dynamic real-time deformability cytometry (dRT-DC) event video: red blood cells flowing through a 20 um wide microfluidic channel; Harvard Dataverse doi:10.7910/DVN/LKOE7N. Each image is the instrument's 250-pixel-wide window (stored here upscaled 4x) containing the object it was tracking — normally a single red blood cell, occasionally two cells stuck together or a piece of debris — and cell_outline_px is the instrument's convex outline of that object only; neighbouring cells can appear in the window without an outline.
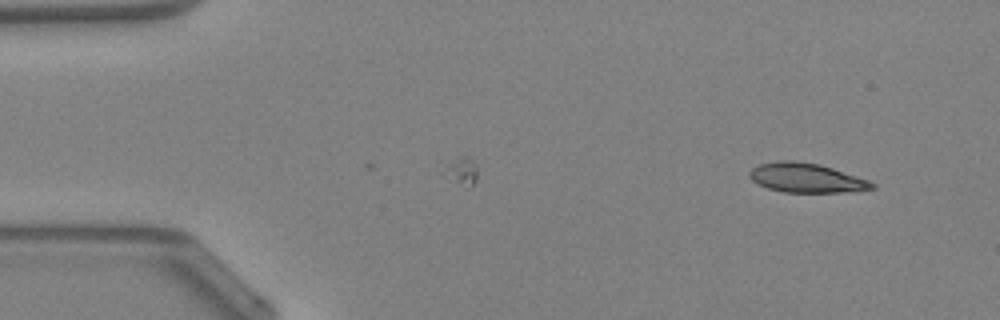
{"species": "Egyptian fruit bat (a non-hibernating species)", "species_latin": "Rousettus aegyptiacus", "temperature_condition": "warm", "stored_images_in_passage": 38, "camera_frame_rate_fps": 3000, "um_per_image_px": 0.085, "animal": {"sex": "female"}, "frame": {"image": 1, "passage_image": 1, "time_ms": 0.0, "image_size_px": [1000, 320], "cell_outline_px": [[876, 188], [840, 192], [784, 192], [768, 188], [752, 180], [748, 176], [748, 172], [756, 164], [784, 160], [792, 160], [820, 164], [868, 180], [876, 184]], "centroid_in_image_um": [68.5, 15.11], "position_along_channel_um": 16.5, "area_um2": 20.81}}
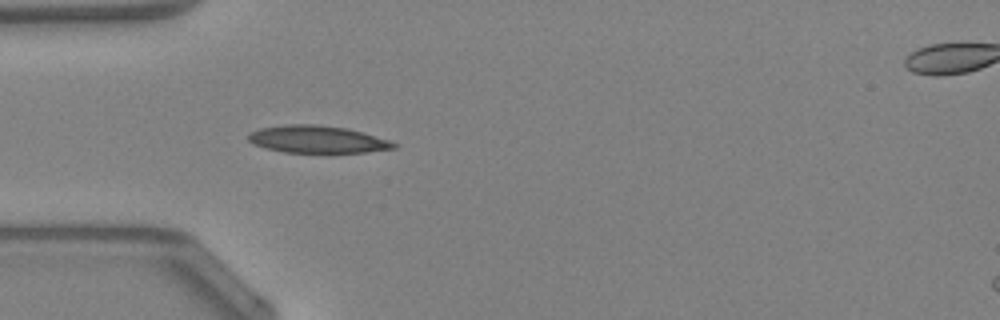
{"frame": {"image": 2, "passage_image": 11, "time_ms": 3.333, "image_size_px": [1000, 320], "cell_outline_px": [[396, 148], [364, 152], [284, 152], [252, 144], [248, 140], [248, 136], [252, 132], [260, 128], [288, 124], [312, 124], [348, 128], [388, 140], [396, 144]], "centroid_in_image_um": [26.95, 11.84], "position_along_channel_um": 58.1, "area_um2": 22.77}}
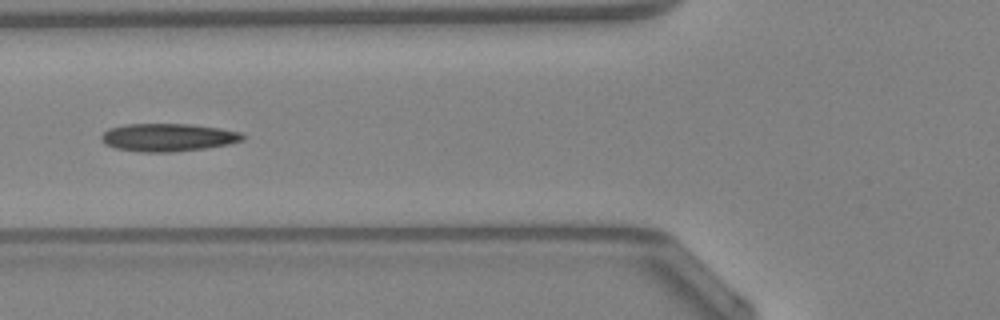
{"frame": {"image": 3, "passage_image": 15, "time_ms": 4.667, "image_size_px": [1000, 320], "cell_outline_px": [[248, 136], [244, 140], [228, 144], [204, 148], [172, 152], [140, 152], [116, 148], [104, 144], [100, 136], [108, 128], [124, 124], [192, 124], [220, 128], [240, 132]], "centroid_in_image_um": [14.28, 11.67], "position_along_channel_um": 111.5, "area_um2": 23.12}, "authors_computed_cell_mechanics": {"area_um2": 21.7328, "velocity_mm_per_s": 4.2952, "shape_relaxation_time_tau1_ms": null, "shape_relaxation_time_tau2_ms": 8.1868, "deformation_change_tau1": null, "deformation_change_tau2": 0.1603}}